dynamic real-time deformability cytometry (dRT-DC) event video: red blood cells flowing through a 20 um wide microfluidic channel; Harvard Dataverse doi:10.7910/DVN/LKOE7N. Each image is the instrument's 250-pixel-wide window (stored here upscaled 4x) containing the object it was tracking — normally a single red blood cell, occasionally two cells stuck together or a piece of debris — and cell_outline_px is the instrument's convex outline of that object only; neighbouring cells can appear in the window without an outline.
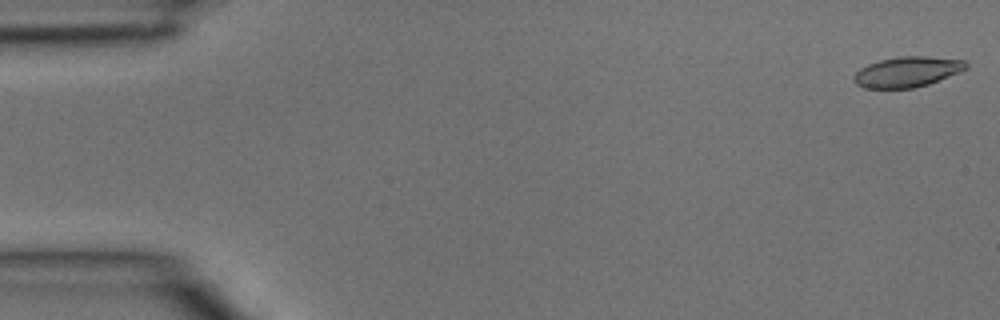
{"species": "common noctule bat (a hibernating species)", "species_latin": "Nyctalus noctula", "temperature_condition": "room temperature", "stored_images_in_passage": 3, "camera_frame_rate_fps": 3000, "um_per_image_px": 0.085, "animal": {"sex": "male", "body_mass_g": 15.6}, "frame": {"image": 1, "passage_image": 1, "time_ms": 0.0, "image_size_px": [1000, 320], "cell_outline_px": [[968, 68], [960, 72], [928, 84], [912, 88], [864, 88], [856, 84], [852, 80], [852, 76], [860, 68], [868, 64], [880, 60], [896, 56], [924, 56], [964, 60], [968, 64]], "centroid_in_image_um": [77.09, 6.1], "position_along_channel_um": 7.9, "area_um2": 19.94}}